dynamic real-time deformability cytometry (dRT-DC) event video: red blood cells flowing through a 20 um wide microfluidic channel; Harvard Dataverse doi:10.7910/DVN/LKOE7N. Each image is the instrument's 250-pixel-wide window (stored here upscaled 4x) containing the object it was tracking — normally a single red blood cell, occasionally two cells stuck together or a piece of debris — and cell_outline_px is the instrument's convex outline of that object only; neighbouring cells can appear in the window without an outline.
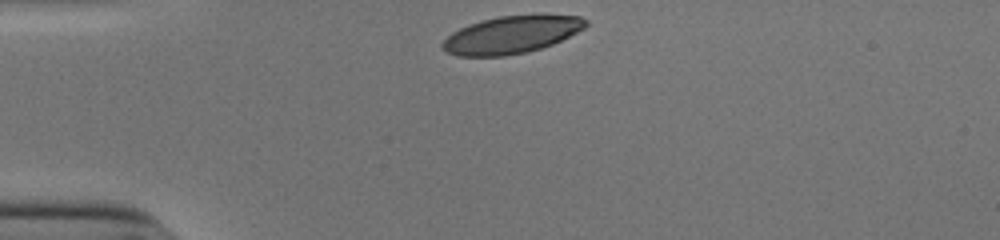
{"species": "human", "species_latin": "Homo sapiens", "temperature_condition": "cold", "stored_images_in_passage": 30, "camera_frame_rate_fps": 3000, "um_per_image_px": 0.085, "donor": {"sex": "male"}, "frame": {"image": 1, "passage_image": 1, "time_ms": 0.0, "image_size_px": [1000, 240], "cell_outline_px": [[588, 24], [584, 28], [552, 44], [540, 48], [524, 52], [504, 56], [456, 56], [440, 48], [440, 44], [452, 32], [468, 24], [480, 20], [500, 16], [532, 12], [580, 16], [588, 20]], "centroid_in_image_um": [43.48, 2.9], "position_along_channel_um": 41.5, "area_um2": 31.91}}
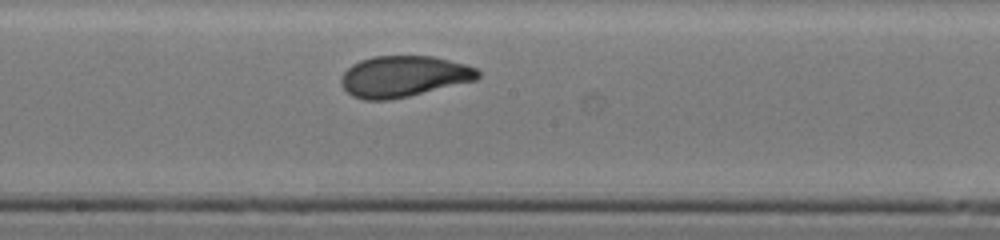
{"frame": {"image": 2, "passage_image": 17, "time_ms": 5.333, "image_size_px": [1000, 240], "cell_outline_px": [[480, 76], [476, 80], [408, 96], [388, 100], [364, 100], [352, 96], [340, 84], [340, 80], [344, 72], [352, 64], [360, 60], [372, 56], [432, 56], [464, 64], [476, 68], [480, 72]], "centroid_in_image_um": [34.28, 6.49], "position_along_channel_um": 213.9, "area_um2": 32.66}}
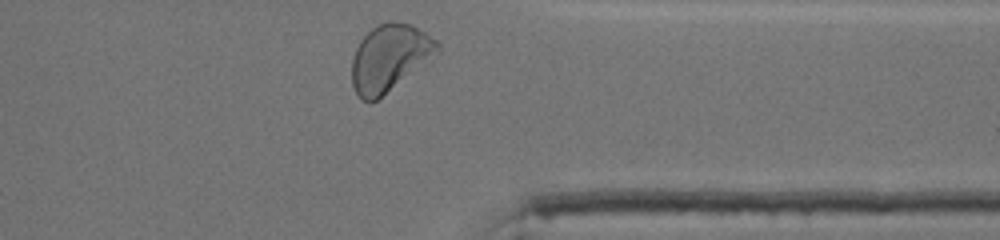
{"frame": {"image": 3, "passage_image": 30, "time_ms": 9.667, "image_size_px": [1000, 240], "cell_outline_px": [[440, 52], [376, 100], [368, 104], [360, 100], [352, 84], [352, 56], [360, 40], [372, 28], [388, 20], [392, 20], [412, 24], [436, 40], [440, 44]], "centroid_in_image_um": [33.1, 4.91], "position_along_channel_um": 378.3, "area_um2": 33.23}, "authors_computed_cell_mechanics": {"area_um2": 32.657, "velocity_mm_per_s": 3.8741, "shape_relaxation_time_tau1_ms": 3.2968, "shape_relaxation_time_tau2_ms": 0.829, "deformation_change_tau1": 0.151, "deformation_change_tau2": 0.0584}}